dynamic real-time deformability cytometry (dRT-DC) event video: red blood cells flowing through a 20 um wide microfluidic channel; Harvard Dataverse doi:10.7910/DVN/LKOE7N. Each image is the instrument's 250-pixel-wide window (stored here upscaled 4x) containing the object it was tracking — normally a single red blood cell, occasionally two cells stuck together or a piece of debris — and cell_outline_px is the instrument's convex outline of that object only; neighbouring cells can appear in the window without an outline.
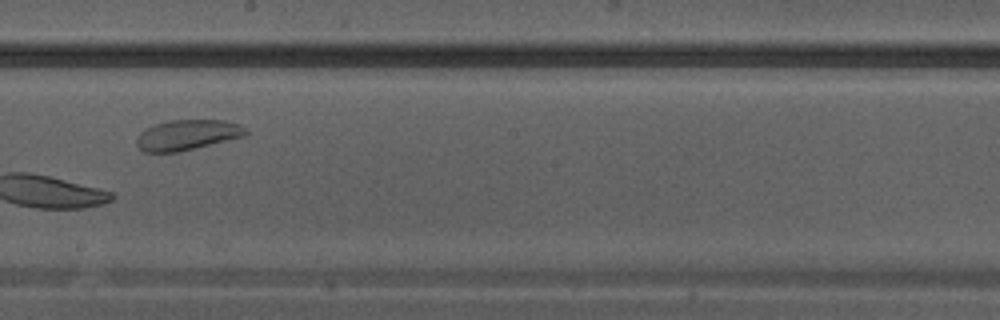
{"species": "Egyptian fruit bat (a non-hibernating species)", "species_latin": "Rousettus aegyptiacus", "temperature_condition": "warm", "stored_images_in_passage": 12, "camera_frame_rate_fps": 3000, "um_per_image_px": 0.085, "animal": {"sex": "male"}, "frame": {"image": 1, "passage_image": 10, "time_ms": 3.0, "image_size_px": [1000, 320], "cell_outline_px": [[248, 132], [244, 136], [180, 152], [144, 152], [136, 144], [136, 136], [144, 128], [168, 120], [220, 120], [240, 124]], "centroid_in_image_um": [15.87, 11.47], "position_along_channel_um": 232.3, "area_um2": 19.31}}